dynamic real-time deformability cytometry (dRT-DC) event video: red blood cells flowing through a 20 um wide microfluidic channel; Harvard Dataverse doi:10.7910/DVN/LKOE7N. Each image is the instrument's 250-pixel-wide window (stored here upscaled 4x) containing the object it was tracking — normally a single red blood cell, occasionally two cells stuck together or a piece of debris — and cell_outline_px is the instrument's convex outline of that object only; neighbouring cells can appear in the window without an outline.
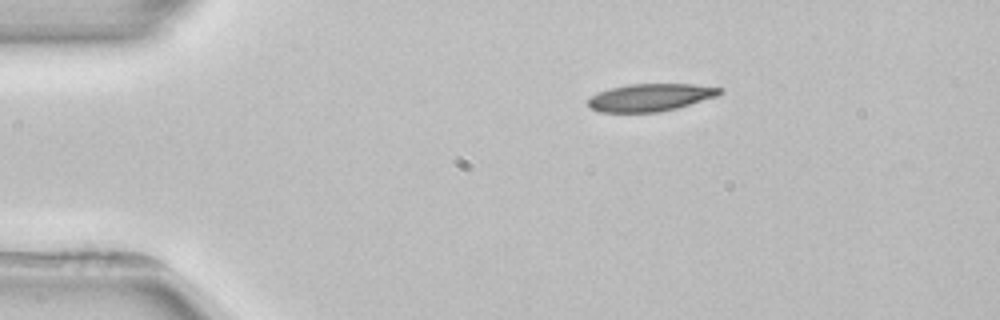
{"species": "common noctule bat (a hibernating species)", "species_latin": "Nyctalus noctula", "temperature_condition": "room temperature", "stored_images_in_passage": 2, "camera_frame_rate_fps": 3000, "um_per_image_px": 0.085, "animal": {"sex": "female", "body_mass_g": 22.7, "forearm_length_mm": 54.2}, "frame": {"image": 1, "passage_image": 1, "time_ms": 0.0, "image_size_px": [1000, 320], "cell_outline_px": [[724, 92], [716, 96], [676, 108], [660, 112], [600, 112], [588, 108], [588, 96], [612, 88], [628, 84], [692, 84], [724, 88]], "centroid_in_image_um": [55.26, 8.28], "position_along_channel_um": 29.7, "area_um2": 21.1}}